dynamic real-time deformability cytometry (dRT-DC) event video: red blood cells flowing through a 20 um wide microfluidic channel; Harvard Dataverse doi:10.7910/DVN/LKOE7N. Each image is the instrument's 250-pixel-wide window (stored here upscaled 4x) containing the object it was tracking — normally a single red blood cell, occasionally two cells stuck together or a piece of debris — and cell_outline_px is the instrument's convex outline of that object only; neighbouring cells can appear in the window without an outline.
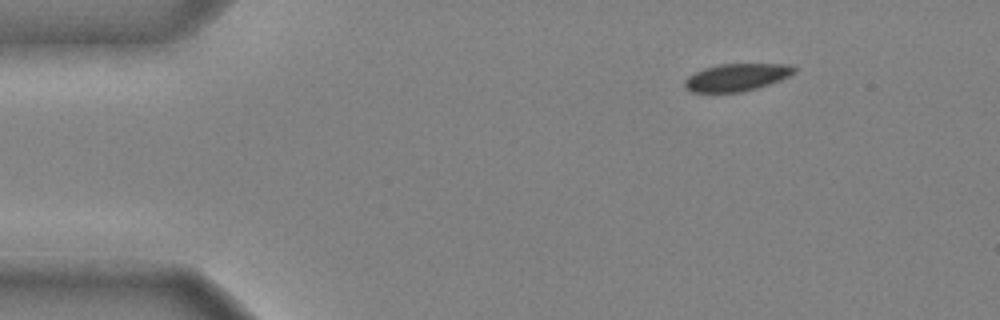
{"species": "common noctule bat (a hibernating species)", "species_latin": "Nyctalus noctula", "temperature_condition": "cold", "stored_images_in_passage": 38, "camera_frame_rate_fps": 3000, "um_per_image_px": 0.085, "animal": {"sex": "male", "body_mass_g": 20.4}, "frame": {"image": 1, "passage_image": 1, "time_ms": 0.0, "image_size_px": [1000, 320], "cell_outline_px": [[796, 72], [780, 80], [744, 92], [688, 92], [684, 88], [684, 80], [688, 76], [704, 68], [720, 64], [788, 64], [796, 68]], "centroid_in_image_um": [62.58, 6.58], "position_along_channel_um": 22.4, "area_um2": 17.51}}
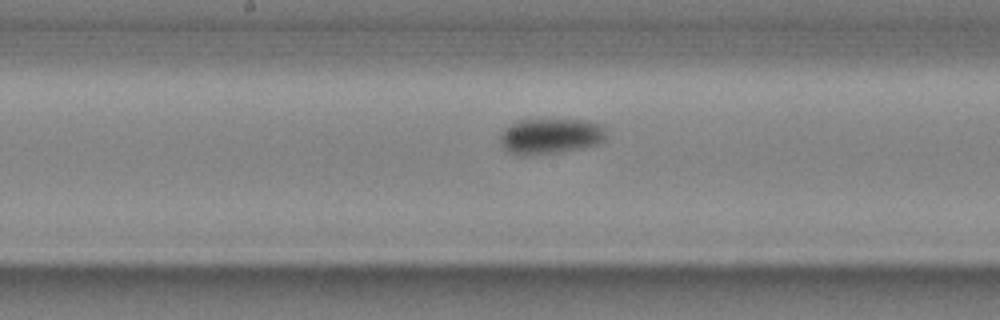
{"frame": {"image": 2, "passage_image": 20, "time_ms": 6.333, "image_size_px": [1000, 320], "cell_outline_px": [[608, 132], [604, 140], [596, 144], [580, 148], [560, 152], [532, 156], [520, 156], [504, 148], [500, 144], [500, 136], [504, 128], [508, 124], [520, 120], [540, 116], [592, 120], [604, 124]], "centroid_in_image_um": [46.82, 11.5], "position_along_channel_um": 201.4, "area_um2": 23.47}}
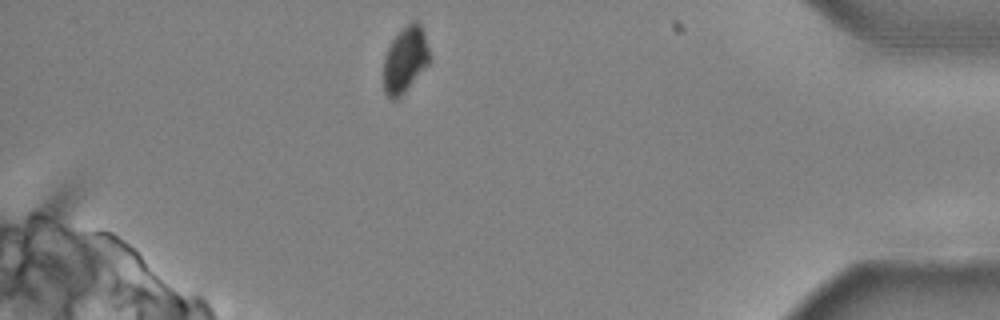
{"frame": {"image": 3, "passage_image": 38, "time_ms": 12.333, "image_size_px": [1000, 320], "cell_outline_px": [[432, 56], [428, 64], [404, 92], [396, 100], [392, 100], [384, 92], [384, 56], [392, 40], [412, 20], [416, 20], [420, 24], [424, 32]], "centroid_in_image_um": [34.46, 5.06], "position_along_channel_um": 400.7, "area_um2": 17.57}}